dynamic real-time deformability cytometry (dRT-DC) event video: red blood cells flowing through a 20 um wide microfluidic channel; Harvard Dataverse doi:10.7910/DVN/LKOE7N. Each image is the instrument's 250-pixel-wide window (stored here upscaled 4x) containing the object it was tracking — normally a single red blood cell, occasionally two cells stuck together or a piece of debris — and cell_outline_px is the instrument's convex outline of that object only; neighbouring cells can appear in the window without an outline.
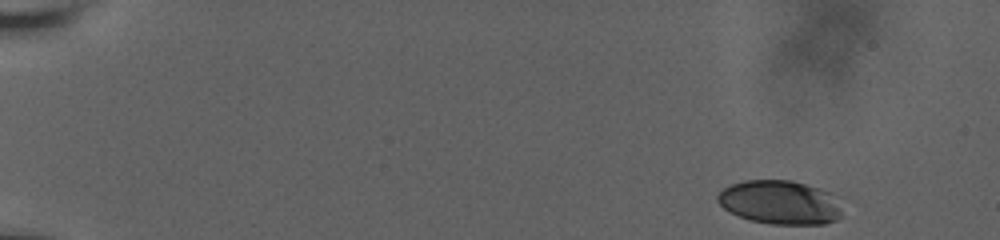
{"species": "human", "species_latin": "Homo sapiens", "temperature_condition": "room temperature", "stored_images_in_passage": 10, "camera_frame_rate_fps": 3000, "um_per_image_px": 0.085, "donor": {"sex": "male"}, "frame": {"image": 1, "passage_image": 1, "time_ms": 0.0, "image_size_px": [1000, 240], "cell_outline_px": [[840, 216], [836, 220], [824, 224], [772, 224], [752, 220], [740, 216], [724, 208], [716, 200], [716, 196], [724, 188], [732, 184], [744, 180], [792, 180], [820, 188], [828, 192], [840, 208]], "centroid_in_image_um": [66.26, 17.19], "position_along_channel_um": 18.7, "area_um2": 31.39}}
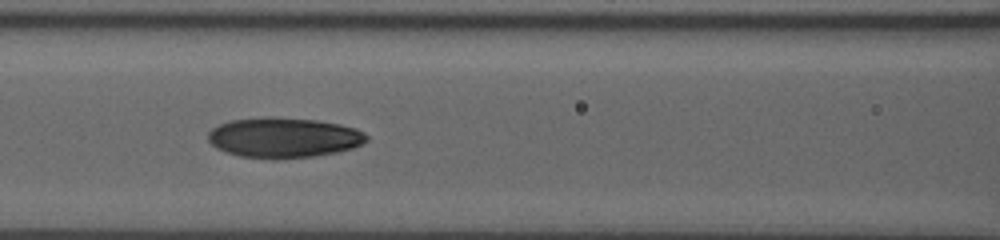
{"frame": {"image": 2, "passage_image": 9, "time_ms": 7.667, "image_size_px": [1000, 240], "cell_outline_px": [[368, 140], [352, 148], [336, 152], [312, 156], [272, 160], [240, 156], [216, 148], [208, 140], [208, 132], [212, 128], [228, 120], [264, 116], [268, 116], [316, 120], [340, 124], [356, 128], [364, 132], [368, 136]], "centroid_in_image_um": [24.09, 11.69], "position_along_channel_um": 142.5, "area_um2": 37.4}}
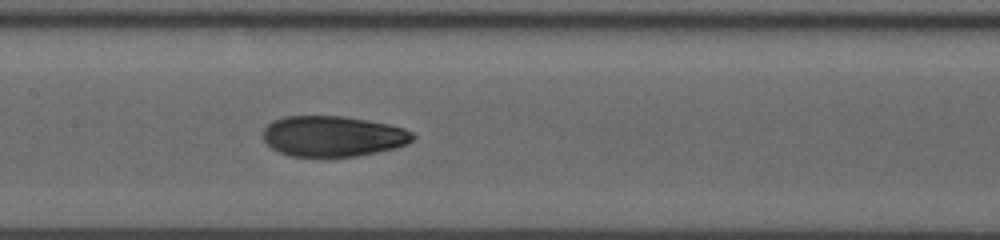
{"frame": {"image": 3, "passage_image": 10, "time_ms": 8.667, "image_size_px": [1000, 240], "cell_outline_px": [[416, 136], [412, 140], [396, 148], [356, 156], [292, 156], [280, 152], [272, 148], [264, 140], [264, 128], [272, 120], [284, 116], [344, 116], [368, 120], [388, 124], [404, 128], [412, 132]], "centroid_in_image_um": [28.3, 11.56], "position_along_channel_um": 179.1, "area_um2": 35.32}}